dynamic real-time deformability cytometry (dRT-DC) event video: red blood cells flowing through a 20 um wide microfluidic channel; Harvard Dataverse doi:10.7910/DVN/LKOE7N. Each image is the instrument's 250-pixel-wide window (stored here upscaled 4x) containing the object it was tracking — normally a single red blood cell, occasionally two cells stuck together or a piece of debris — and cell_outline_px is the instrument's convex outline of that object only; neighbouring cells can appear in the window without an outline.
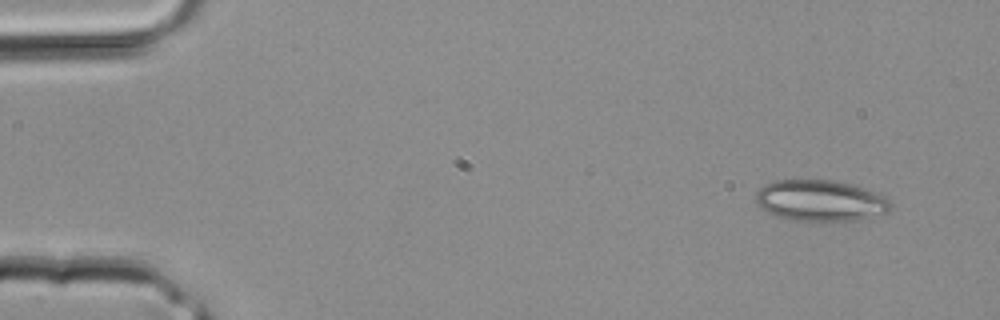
{"species": "common noctule bat (a hibernating species)", "species_latin": "Nyctalus noctula", "temperature_condition": "room temperature", "stored_images_in_passage": 2, "camera_frame_rate_fps": 3000, "um_per_image_px": 0.085, "animal": {"sex": "male", "body_mass_g": 20.4}, "frame": {"image": 1, "passage_image": 2, "time_ms": 0.333, "image_size_px": [1000, 320], "cell_outline_px": [[892, 208], [884, 212], [856, 220], [796, 220], [776, 216], [764, 212], [756, 204], [756, 192], [764, 184], [776, 180], [832, 180], [848, 184], [884, 196], [892, 204]], "centroid_in_image_um": [69.64, 17.05], "position_along_channel_um": 15.4, "area_um2": 31.79}}